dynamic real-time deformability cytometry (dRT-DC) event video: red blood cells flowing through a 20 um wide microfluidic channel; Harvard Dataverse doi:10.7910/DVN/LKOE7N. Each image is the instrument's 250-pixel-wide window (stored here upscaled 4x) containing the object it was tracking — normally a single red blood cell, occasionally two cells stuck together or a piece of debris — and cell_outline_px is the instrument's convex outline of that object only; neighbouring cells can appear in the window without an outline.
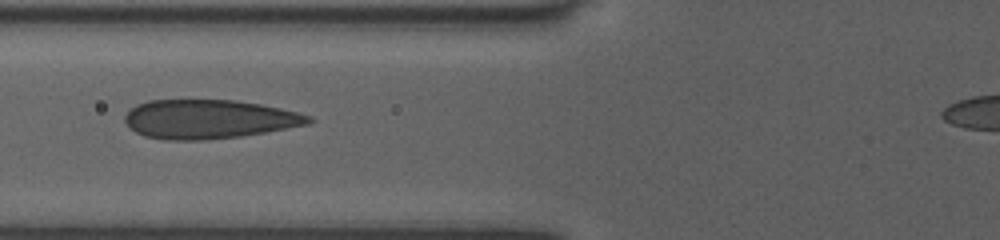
{"species": "human", "species_latin": "Homo sapiens", "temperature_condition": "room temperature", "stored_images_in_passage": 4, "camera_frame_rate_fps": 3000, "um_per_image_px": 0.085, "donor": {"sex": "female"}, "frame": {"image": 1, "passage_image": 3, "time_ms": 1.0, "image_size_px": [1000, 240], "cell_outline_px": [[316, 120], [308, 124], [264, 132], [240, 136], [200, 140], [164, 140], [144, 136], [136, 132], [124, 120], [124, 116], [136, 104], [148, 100], [236, 100], [260, 104], [280, 108], [312, 116]], "centroid_in_image_um": [17.75, 10.12], "position_along_channel_um": 108.0, "area_um2": 41.62}}